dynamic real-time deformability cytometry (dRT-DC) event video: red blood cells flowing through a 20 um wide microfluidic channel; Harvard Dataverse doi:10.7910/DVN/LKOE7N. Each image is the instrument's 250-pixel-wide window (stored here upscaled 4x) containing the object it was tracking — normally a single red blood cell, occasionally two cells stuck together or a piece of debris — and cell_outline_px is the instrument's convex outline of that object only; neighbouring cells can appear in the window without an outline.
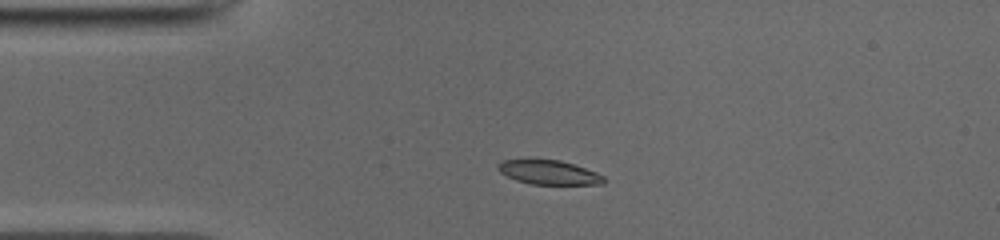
{"species": "common noctule bat (a hibernating species)", "species_latin": "Nyctalus noctula", "temperature_condition": "cold", "stored_images_in_passage": 40, "camera_frame_rate_fps": 3000, "um_per_image_px": 0.085, "animal": {"sex": "male", "body_mass_g": 19.0, "forearm_length_mm": 50.8}, "frame": {"image": 1, "passage_image": 1, "time_ms": 0.0, "image_size_px": [1000, 240], "cell_outline_px": [[608, 180], [604, 184], [528, 184], [516, 180], [500, 172], [496, 168], [496, 164], [504, 160], [560, 160], [596, 172], [604, 176]], "centroid_in_image_um": [46.66, 14.66], "position_along_channel_um": 38.3, "area_um2": 14.85}}
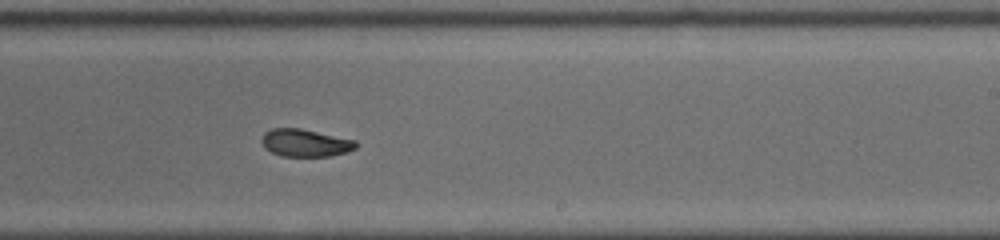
{"frame": {"image": 2, "passage_image": 20, "time_ms": 6.333, "image_size_px": [1000, 240], "cell_outline_px": [[356, 148], [332, 156], [280, 156], [264, 148], [260, 140], [264, 132], [272, 128], [300, 128], [356, 140]], "centroid_in_image_um": [25.9, 12.14], "position_along_channel_um": 263.1, "area_um2": 15.14}}
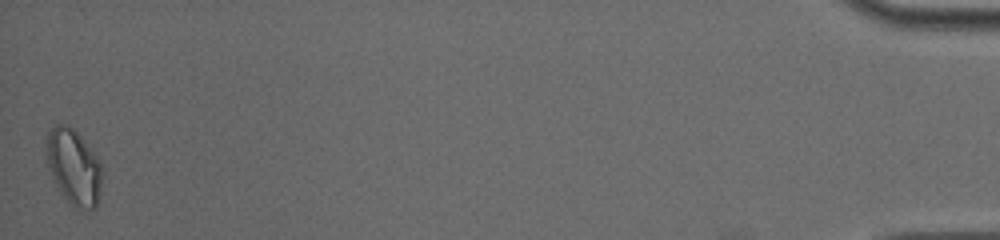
{"frame": {"image": 3, "passage_image": 40, "time_ms": 13.0, "image_size_px": [1000, 240], "cell_outline_px": [[104, 172], [100, 196], [96, 208], [80, 212], [60, 192], [52, 176], [48, 164], [48, 132], [56, 124], [64, 124], [72, 128], [80, 136], [100, 160]], "centroid_in_image_um": [6.35, 14.26], "position_along_channel_um": 428.9, "area_um2": 24.51}, "authors_computed_cell_mechanics": {"area_um2": 16.1551, "velocity_mm_per_s": 3.9473, "shape_relaxation_time_tau1_ms": 3.3737, "shape_relaxation_time_tau2_ms": 1.669, "deformation_change_tau1": 0.1169, "deformation_change_tau2": 0.048}}